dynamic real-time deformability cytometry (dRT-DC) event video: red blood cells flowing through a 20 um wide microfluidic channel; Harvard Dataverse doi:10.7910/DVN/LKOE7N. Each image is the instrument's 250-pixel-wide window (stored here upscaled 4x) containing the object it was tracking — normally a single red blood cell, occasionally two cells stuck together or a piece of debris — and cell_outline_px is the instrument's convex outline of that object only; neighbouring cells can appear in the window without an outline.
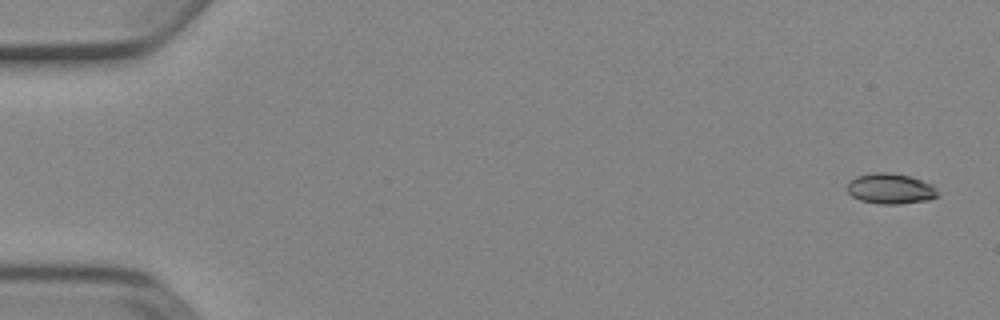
{"species": "Egyptian fruit bat (a non-hibernating species)", "species_latin": "Rousettus aegyptiacus", "temperature_condition": "cold", "stored_images_in_passage": 5, "camera_frame_rate_fps": 3000, "um_per_image_px": 0.085, "animal": {"sex": "female"}, "frame": {"image": 1, "passage_image": 1, "time_ms": 0.0, "image_size_px": [1000, 320], "cell_outline_px": [[940, 196], [928, 200], [900, 204], [876, 204], [860, 200], [852, 196], [844, 188], [848, 180], [856, 176], [872, 172], [888, 172], [912, 176], [932, 184]], "centroid_in_image_um": [75.65, 16.03], "position_along_channel_um": 9.4, "area_um2": 16.53}}
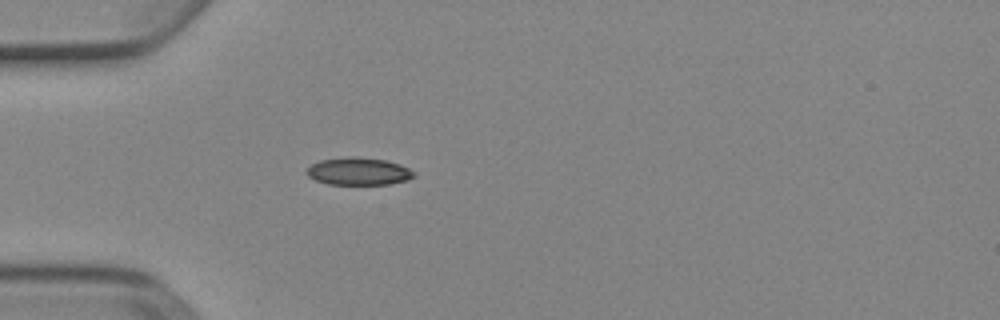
{"frame": {"image": 2, "passage_image": 5, "time_ms": 1.333, "image_size_px": [1000, 320], "cell_outline_px": [[416, 176], [408, 180], [388, 184], [328, 184], [316, 180], [308, 176], [304, 172], [312, 164], [320, 160], [352, 156], [356, 156], [384, 160], [400, 164], [416, 172]], "centroid_in_image_um": [30.49, 14.56], "position_along_channel_um": 54.5, "area_um2": 17.22}}